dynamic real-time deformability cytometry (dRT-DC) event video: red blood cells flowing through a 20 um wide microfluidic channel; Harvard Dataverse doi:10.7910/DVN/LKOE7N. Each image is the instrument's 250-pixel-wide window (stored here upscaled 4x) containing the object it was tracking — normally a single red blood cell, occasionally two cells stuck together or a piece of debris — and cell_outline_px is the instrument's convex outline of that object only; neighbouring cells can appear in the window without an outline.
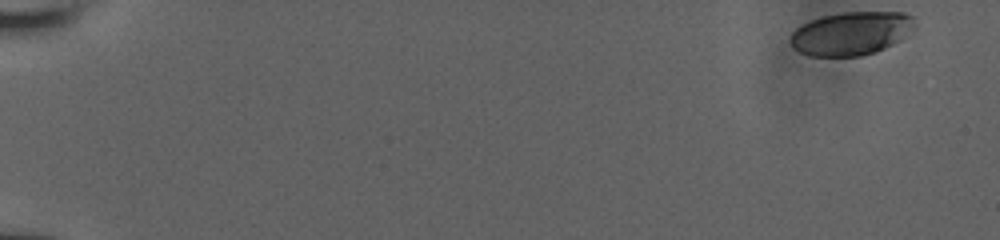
{"species": "human", "species_latin": "Homo sapiens", "temperature_condition": "room temperature", "stored_images_in_passage": 55, "camera_frame_rate_fps": 3000, "um_per_image_px": 0.085, "donor": {"sex": "male"}, "frame": {"image": 1, "passage_image": 1, "time_ms": 0.0, "image_size_px": [1000, 240], "cell_outline_px": [[916, 28], [900, 40], [876, 52], [860, 56], [812, 56], [800, 52], [792, 48], [792, 32], [796, 28], [812, 20], [824, 16], [844, 12], [904, 12], [912, 16], [916, 24]], "centroid_in_image_um": [72.4, 2.84], "position_along_channel_um": 12.6, "area_um2": 31.33}}
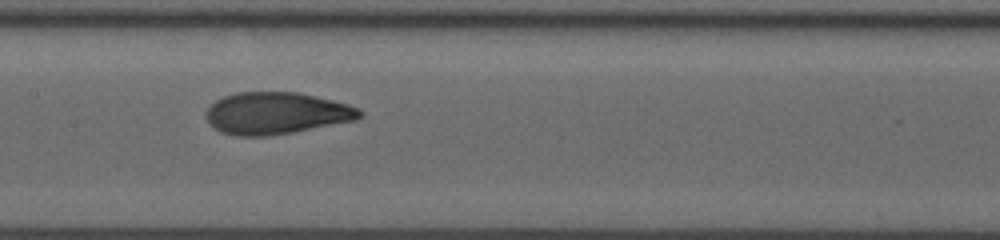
{"frame": {"image": 2, "passage_image": 29, "time_ms": 9.333, "image_size_px": [1000, 240], "cell_outline_px": [[364, 112], [356, 120], [292, 132], [268, 136], [236, 136], [220, 132], [208, 120], [208, 108], [216, 100], [224, 96], [236, 92], [300, 92], [348, 104], [360, 108]], "centroid_in_image_um": [23.52, 9.62], "position_along_channel_um": 183.9, "area_um2": 37.34}}
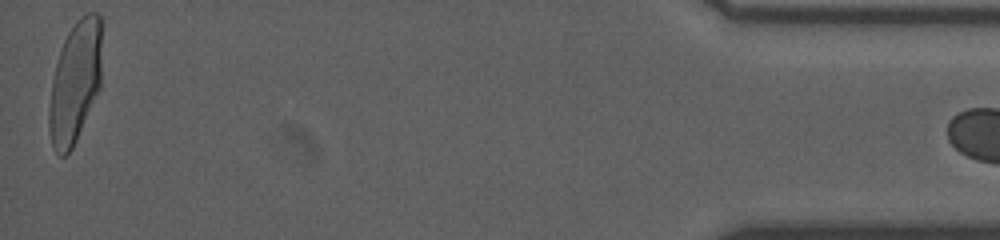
{"frame": {"image": 3, "passage_image": 54, "time_ms": 17.667, "image_size_px": [1000, 240], "cell_outline_px": [[100, 88], [76, 140], [72, 148], [64, 156], [60, 156], [56, 152], [52, 144], [48, 128], [48, 112], [52, 80], [56, 64], [64, 40], [68, 32], [76, 20], [88, 12], [96, 12], [100, 16]], "centroid_in_image_um": [6.36, 7.0], "position_along_channel_um": 428.8, "area_um2": 36.99}}